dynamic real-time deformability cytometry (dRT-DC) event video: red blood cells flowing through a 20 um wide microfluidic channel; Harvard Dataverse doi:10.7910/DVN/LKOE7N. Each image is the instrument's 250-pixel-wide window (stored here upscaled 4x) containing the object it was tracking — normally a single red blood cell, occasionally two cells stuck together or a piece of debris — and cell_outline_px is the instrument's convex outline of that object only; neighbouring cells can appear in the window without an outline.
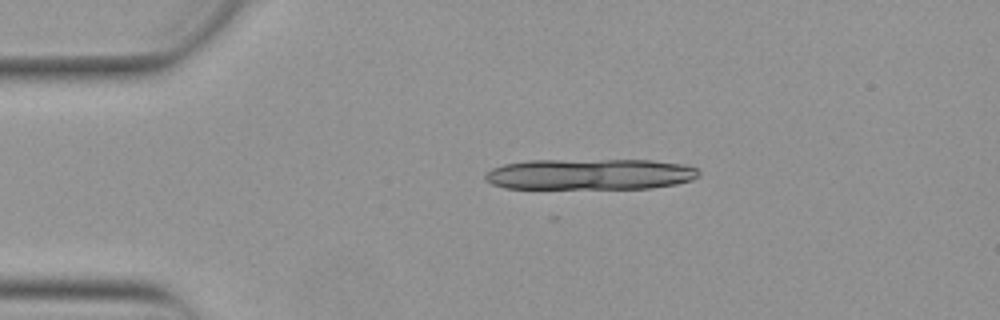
{"species": "Egyptian fruit bat (a non-hibernating species)", "species_latin": "Rousettus aegyptiacus", "temperature_condition": "warm", "stored_images_in_passage": 6, "camera_frame_rate_fps": 3000, "um_per_image_px": 0.085, "animal": {"sex": "female"}, "frame": {"image": 1, "passage_image": 1, "time_ms": 0.0, "image_size_px": [1000, 320], "cell_outline_px": [[700, 176], [692, 180], [676, 184], [652, 188], [504, 188], [492, 184], [484, 180], [484, 172], [492, 168], [504, 164], [528, 160], [652, 160], [684, 164], [696, 168], [700, 172]], "centroid_in_image_um": [50.14, 14.8], "position_along_channel_um": 34.9, "area_um2": 38.84}}